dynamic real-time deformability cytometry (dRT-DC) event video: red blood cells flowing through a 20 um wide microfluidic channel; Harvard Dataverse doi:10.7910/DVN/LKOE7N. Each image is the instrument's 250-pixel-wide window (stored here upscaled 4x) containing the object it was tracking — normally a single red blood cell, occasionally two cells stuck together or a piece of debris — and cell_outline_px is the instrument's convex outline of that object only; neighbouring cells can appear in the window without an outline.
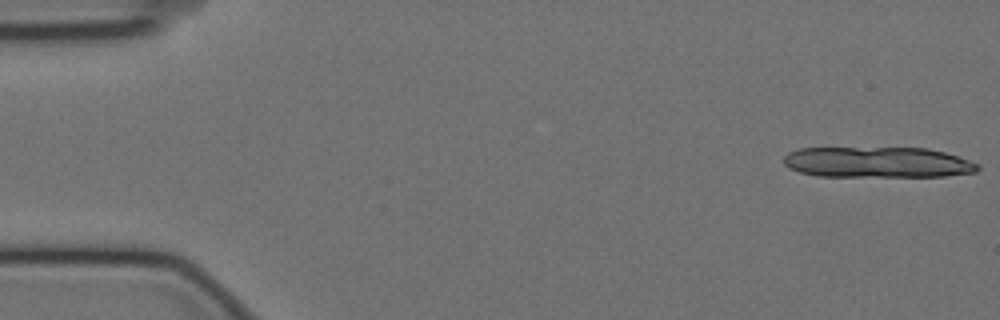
{"species": "Egyptian fruit bat (a non-hibernating species)", "species_latin": "Rousettus aegyptiacus", "temperature_condition": "cold", "stored_images_in_passage": 13, "camera_frame_rate_fps": 3000, "um_per_image_px": 0.085, "animal": {"sex": "female"}, "frame": {"image": 1, "passage_image": 1, "time_ms": 0.0, "image_size_px": [1000, 320], "cell_outline_px": [[980, 168], [976, 172], [944, 176], [816, 176], [800, 172], [788, 168], [784, 164], [784, 156], [788, 152], [800, 148], [928, 148], [944, 152], [980, 164]], "centroid_in_image_um": [74.57, 13.79], "position_along_channel_um": 10.4, "area_um2": 34.8}}